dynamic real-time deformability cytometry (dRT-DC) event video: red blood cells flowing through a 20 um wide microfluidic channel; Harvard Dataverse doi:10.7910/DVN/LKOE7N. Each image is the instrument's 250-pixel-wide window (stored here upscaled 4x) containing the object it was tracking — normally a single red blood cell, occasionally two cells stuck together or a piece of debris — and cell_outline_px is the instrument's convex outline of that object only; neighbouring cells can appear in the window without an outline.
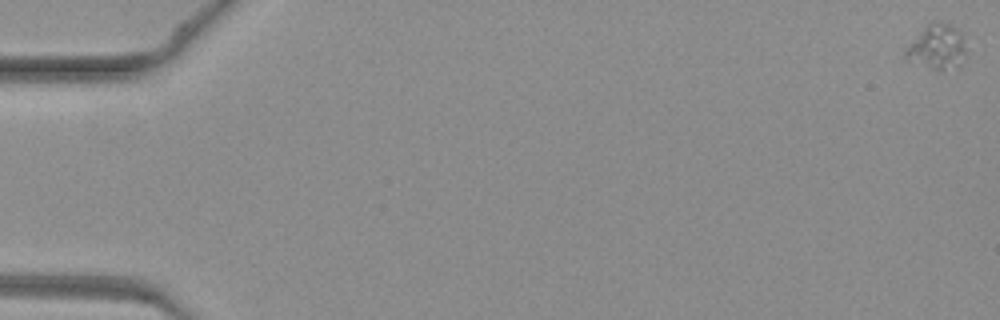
{"species": "common noctule bat (a hibernating species)", "species_latin": "Nyctalus noctula", "temperature_condition": "warm", "stored_images_in_passage": 27, "camera_frame_rate_fps": 3000, "um_per_image_px": 0.085, "animal": {"sex": "female", "body_mass_g": 19.3, "forearm_length_mm": 54.1}, "frame": {"image": 1, "passage_image": 1, "time_ms": 0.0, "image_size_px": [1000, 320], "cell_outline_px": [[964, 52], [960, 68], [944, 72], [940, 72], [904, 60], [904, 52], [908, 44], [932, 20], [940, 20], [952, 24], [964, 32]], "centroid_in_image_um": [79.67, 4.01], "position_along_channel_um": 5.3, "area_um2": 16.65}}
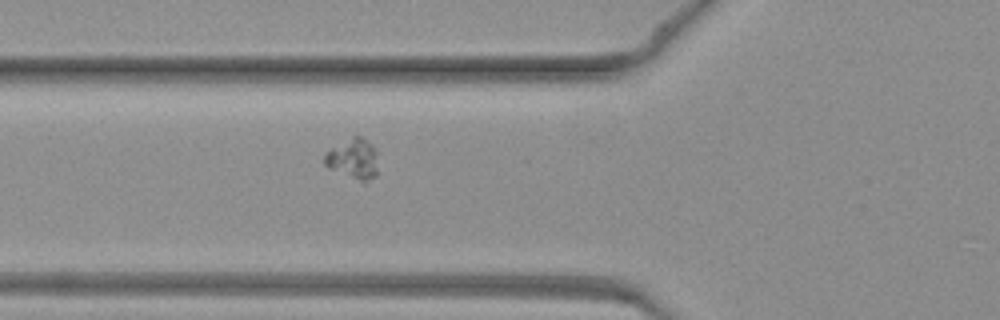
{"frame": {"image": 2, "passage_image": 19, "time_ms": 6.0, "image_size_px": [1000, 320], "cell_outline_px": [[376, 176], [364, 184], [328, 168], [324, 164], [324, 152], [352, 136], [360, 136], [372, 144], [376, 152]], "centroid_in_image_um": [30.0, 13.53], "position_along_channel_um": 95.8, "area_um2": 12.77}}
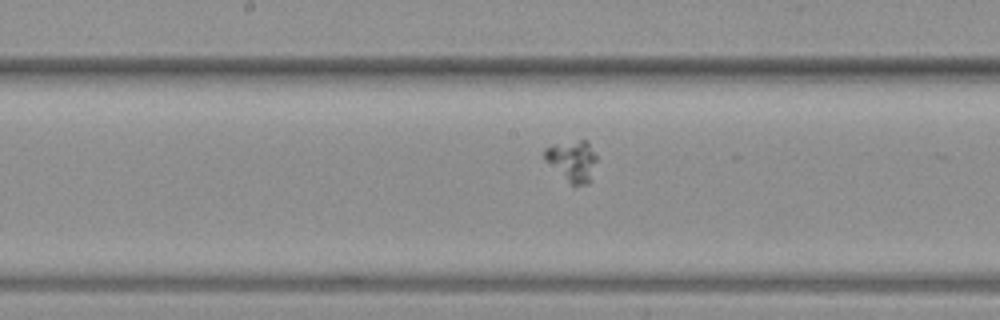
{"frame": {"image": 3, "passage_image": 26, "time_ms": 8.333, "image_size_px": [1000, 320], "cell_outline_px": [[596, 160], [592, 180], [588, 184], [576, 188], [572, 188], [544, 160], [544, 148], [552, 144], [580, 140], [588, 140], [596, 156]], "centroid_in_image_um": [48.64, 13.74], "position_along_channel_um": 199.6, "area_um2": 13.12}}